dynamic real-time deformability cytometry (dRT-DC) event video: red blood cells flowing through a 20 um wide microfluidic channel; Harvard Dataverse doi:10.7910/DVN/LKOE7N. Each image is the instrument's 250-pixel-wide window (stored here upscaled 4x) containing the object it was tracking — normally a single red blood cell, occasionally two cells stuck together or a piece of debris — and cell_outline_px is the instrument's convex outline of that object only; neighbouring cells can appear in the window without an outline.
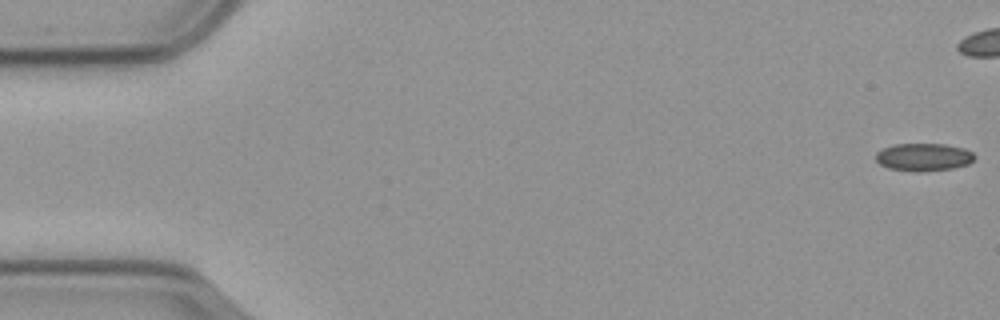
{"species": "common noctule bat (a hibernating species)", "species_latin": "Nyctalus noctula", "temperature_condition": "cold", "stored_images_in_passage": 45, "camera_frame_rate_fps": 3000, "um_per_image_px": 0.085, "animal": {"sex": "male", "body_mass_g": 23.1, "forearm_length_mm": 52.7}, "frame": {"image": 1, "passage_image": 1, "time_ms": 0.0, "image_size_px": [1000, 320], "cell_outline_px": [[976, 156], [968, 164], [952, 168], [920, 172], [916, 172], [888, 168], [880, 164], [876, 160], [876, 152], [884, 148], [896, 144], [944, 144], [964, 148], [972, 152]], "centroid_in_image_um": [78.51, 13.35], "position_along_channel_um": 6.5, "area_um2": 15.9}}
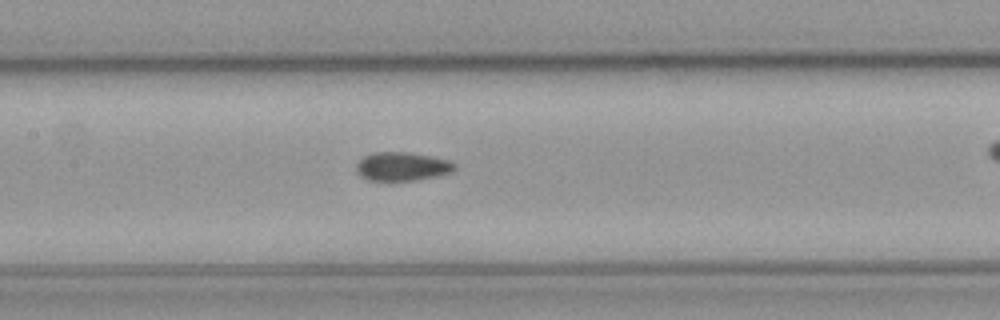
{"frame": {"image": 2, "passage_image": 27, "time_ms": 8.667, "image_size_px": [1000, 320], "cell_outline_px": [[456, 168], [452, 172], [440, 176], [416, 180], [368, 180], [360, 176], [356, 172], [356, 164], [364, 156], [372, 152], [404, 152], [432, 156], [452, 160], [456, 164]], "centroid_in_image_um": [34.22, 14.15], "position_along_channel_um": 173.2, "area_um2": 16.65}}
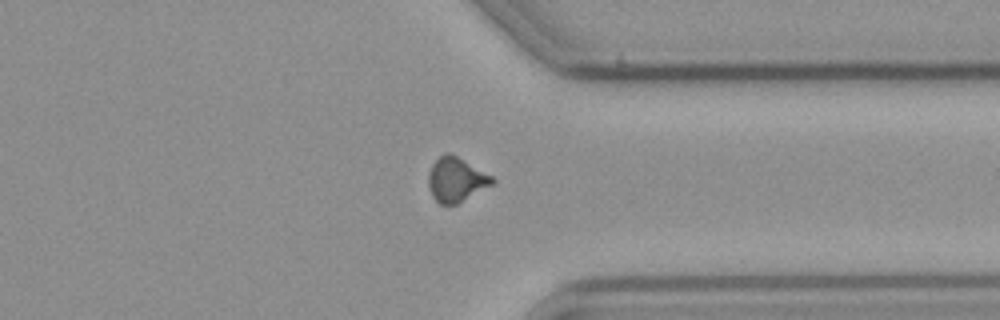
{"frame": {"image": 3, "passage_image": 44, "time_ms": 14.333, "image_size_px": [1000, 320], "cell_outline_px": [[496, 180], [492, 184], [456, 204], [440, 204], [432, 196], [428, 184], [428, 176], [432, 164], [444, 152], [448, 152], [456, 156], [492, 176]], "centroid_in_image_um": [38.74, 15.26], "position_along_channel_um": 372.7, "area_um2": 16.13}}